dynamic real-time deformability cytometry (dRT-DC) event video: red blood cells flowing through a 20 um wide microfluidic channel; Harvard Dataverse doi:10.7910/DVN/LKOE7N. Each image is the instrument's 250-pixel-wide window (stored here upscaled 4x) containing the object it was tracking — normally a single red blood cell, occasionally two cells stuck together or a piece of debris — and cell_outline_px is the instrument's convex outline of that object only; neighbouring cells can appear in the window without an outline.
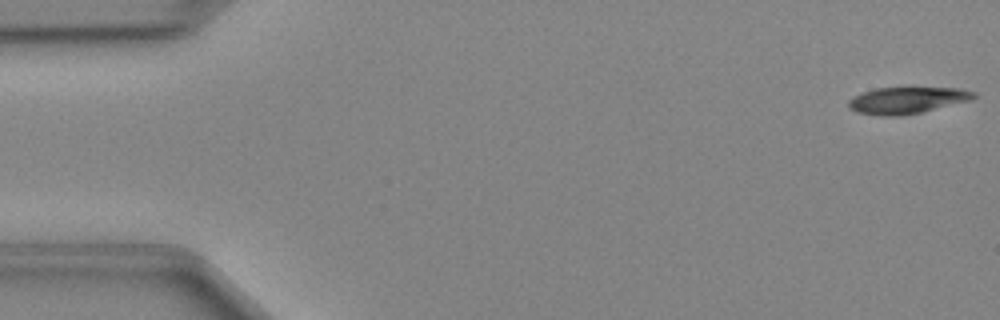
{"species": "Egyptian fruit bat (a non-hibernating species)", "species_latin": "Rousettus aegyptiacus", "temperature_condition": "cold", "stored_images_in_passage": 48, "camera_frame_rate_fps": 3000, "um_per_image_px": 0.085, "animal": {"sex": "female"}, "frame": {"image": 1, "passage_image": 1, "time_ms": 0.0, "image_size_px": [1000, 320], "cell_outline_px": [[976, 96], [968, 100], [920, 112], [900, 116], [880, 116], [856, 112], [848, 108], [848, 100], [852, 96], [860, 92], [876, 88], [960, 88], [976, 92]], "centroid_in_image_um": [77.0, 8.52], "position_along_channel_um": 8.0, "area_um2": 19.31}}
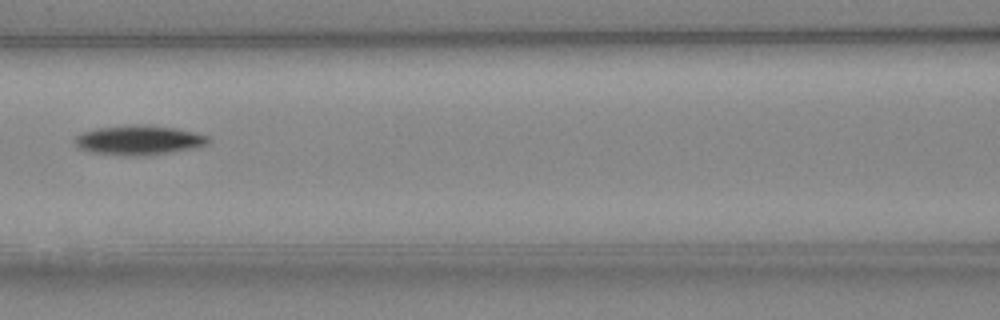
{"frame": {"image": 2, "passage_image": 21, "time_ms": 6.667, "image_size_px": [1000, 320], "cell_outline_px": [[208, 144], [148, 156], [120, 156], [92, 152], [80, 148], [72, 140], [80, 132], [96, 128], [132, 124], [148, 124], [176, 128], [208, 136]], "centroid_in_image_um": [11.72, 11.9], "position_along_channel_um": 154.9, "area_um2": 23.06}}
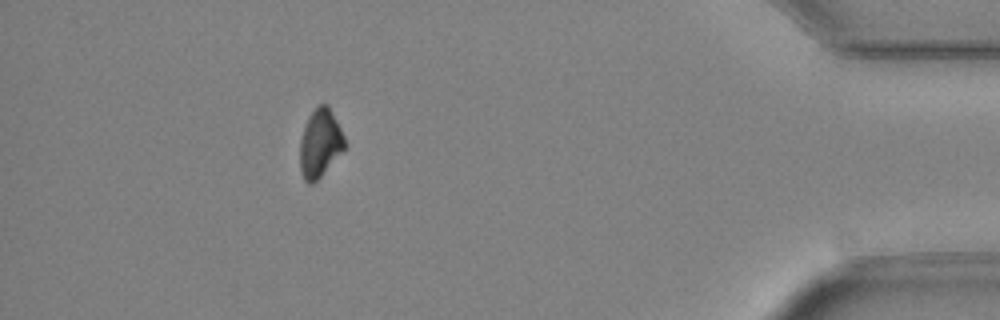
{"frame": {"image": 3, "passage_image": 43, "time_ms": 14.0, "image_size_px": [1000, 320], "cell_outline_px": [[344, 148], [320, 176], [312, 184], [308, 184], [304, 180], [300, 168], [300, 140], [308, 116], [316, 104], [328, 104], [344, 136]], "centroid_in_image_um": [27.17, 12.13], "position_along_channel_um": 408.0, "area_um2": 17.46}}